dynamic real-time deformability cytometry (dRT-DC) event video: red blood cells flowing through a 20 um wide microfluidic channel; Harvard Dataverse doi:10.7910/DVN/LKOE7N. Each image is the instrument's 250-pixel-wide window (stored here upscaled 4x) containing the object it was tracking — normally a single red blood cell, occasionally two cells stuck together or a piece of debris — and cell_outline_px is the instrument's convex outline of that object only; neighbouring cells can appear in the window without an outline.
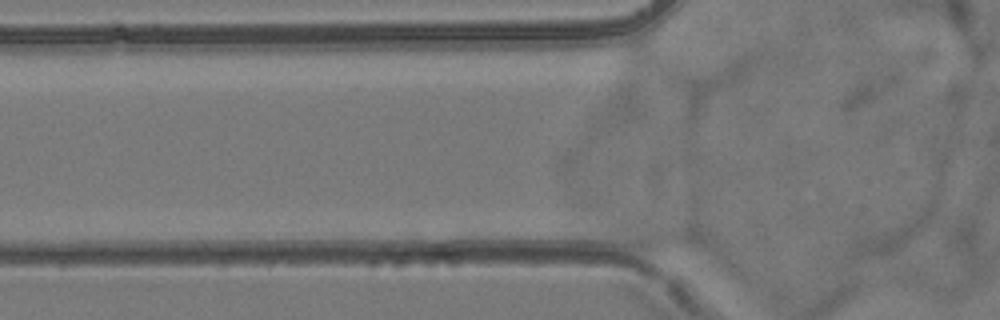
{"species": "common noctule bat (a hibernating species)", "species_latin": "Nyctalus noctula", "temperature_condition": "room temperature", "stored_images_in_passage": 3, "camera_frame_rate_fps": 3000, "um_per_image_px": 0.085, "animal": {"sex": "female", "body_mass_g": 24.6, "forearm_length_mm": 56.2}, "frame": {"image": 1, "passage_image": 2, "time_ms": 0.333, "image_size_px": [1000, 320], "cell_outline_px": [[704, 248], [636, 248], [624, 244], [608, 224], [620, 220], [692, 228], [704, 240]], "centroid_in_image_um": [55.78, 20.02], "position_along_channel_um": 70.0, "area_um2": 14.16}}